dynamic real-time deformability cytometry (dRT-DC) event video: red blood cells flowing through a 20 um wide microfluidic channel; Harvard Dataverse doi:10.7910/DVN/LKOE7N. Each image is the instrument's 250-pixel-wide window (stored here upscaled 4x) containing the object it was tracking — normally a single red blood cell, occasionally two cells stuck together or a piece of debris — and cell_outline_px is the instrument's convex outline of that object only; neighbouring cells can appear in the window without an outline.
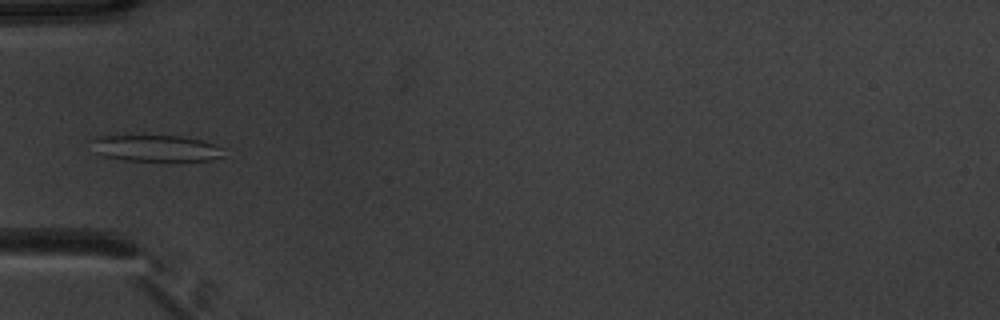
{"species": "common noctule bat (a hibernating species)", "species_latin": "Nyctalus noctula", "temperature_condition": "warm", "stored_images_in_passage": 35, "camera_frame_rate_fps": 3000, "um_per_image_px": 0.085, "animal": {"sex": "male", "body_mass_g": 20.1, "forearm_length_mm": 53.5}, "frame": {"image": 1, "passage_image": 1, "time_ms": 0.0, "image_size_px": [1000, 320], "cell_outline_px": [[224, 156], [208, 160], [124, 160], [104, 156], [96, 152], [88, 140], [96, 136], [180, 136], [204, 140], [216, 144], [224, 148]], "centroid_in_image_um": [13.25, 12.59], "position_along_channel_um": 71.7, "area_um2": 20.35}}
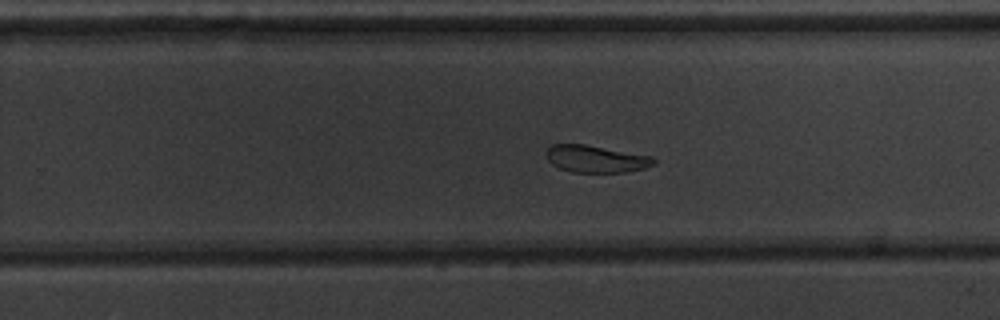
{"frame": {"image": 2, "passage_image": 17, "time_ms": 5.333, "image_size_px": [1000, 320], "cell_outline_px": [[656, 164], [644, 168], [628, 172], [572, 172], [560, 168], [552, 164], [548, 160], [548, 148], [552, 144], [584, 144], [652, 156], [656, 160]], "centroid_in_image_um": [50.69, 13.51], "position_along_channel_um": 279.1, "area_um2": 16.88}}
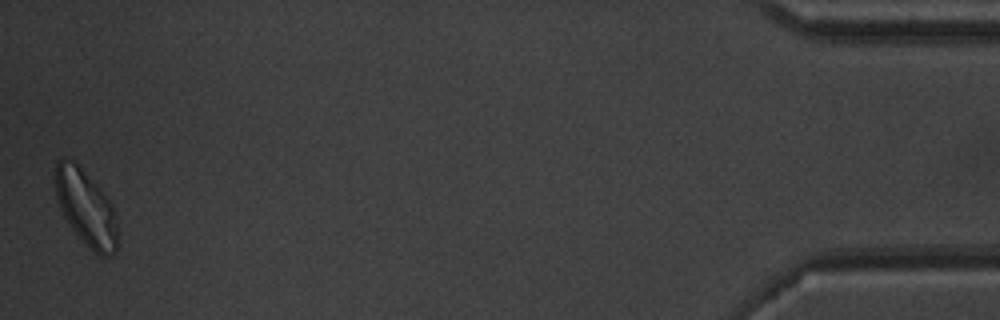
{"frame": {"image": 3, "passage_image": 35, "time_ms": 11.333, "image_size_px": [1000, 320], "cell_outline_px": [[116, 252], [112, 256], [100, 256], [84, 244], [72, 228], [64, 216], [60, 208], [56, 196], [52, 176], [56, 160], [72, 160], [80, 164], [112, 204], [116, 220]], "centroid_in_image_um": [7.26, 17.63], "position_along_channel_um": 427.9, "area_um2": 27.69}, "authors_computed_cell_mechanics": {"area_um2": 19.2474, "velocity_mm_per_s": 3.8857, "shape_relaxation_time_tau1_ms": 4.3632, "shape_relaxation_time_tau2_ms": 5.1079, "deformation_change_tau1": 0.1244, "deformation_change_tau2": 0.1158}}